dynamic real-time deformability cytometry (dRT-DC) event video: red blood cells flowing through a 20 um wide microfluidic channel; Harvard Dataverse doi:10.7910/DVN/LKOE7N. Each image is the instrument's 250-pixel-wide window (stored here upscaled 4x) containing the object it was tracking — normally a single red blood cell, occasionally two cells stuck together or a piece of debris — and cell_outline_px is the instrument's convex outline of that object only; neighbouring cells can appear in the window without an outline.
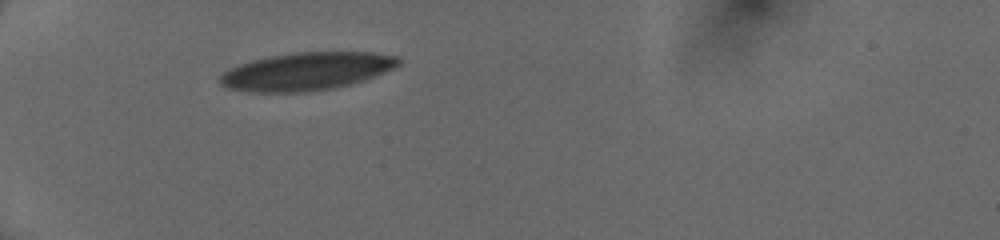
{"species": "human", "species_latin": "Homo sapiens", "temperature_condition": "cold", "stored_images_in_passage": 35, "camera_frame_rate_fps": 3000, "um_per_image_px": 0.085, "donor": {"sex": "female"}, "frame": {"image": 1, "passage_image": 1, "time_ms": 0.0, "image_size_px": [1000, 240], "cell_outline_px": [[400, 64], [396, 68], [376, 76], [352, 84], [336, 88], [308, 92], [252, 92], [228, 88], [220, 84], [220, 76], [228, 68], [252, 60], [292, 52], [372, 52], [396, 56], [400, 60]], "centroid_in_image_um": [26.09, 6.07], "position_along_channel_um": 58.9, "area_um2": 39.59}}
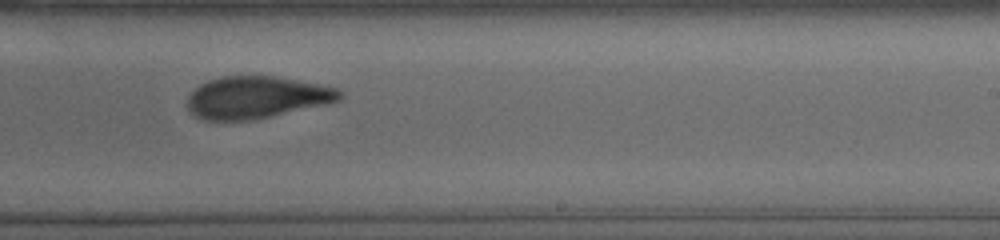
{"frame": {"image": 2, "passage_image": 18, "time_ms": 5.667, "image_size_px": [1000, 240], "cell_outline_px": [[344, 96], [340, 100], [332, 104], [252, 120], [204, 120], [196, 116], [188, 108], [188, 96], [200, 84], [208, 80], [224, 76], [272, 76], [320, 84], [336, 88], [344, 92]], "centroid_in_image_um": [21.88, 8.28], "position_along_channel_um": 267.1, "area_um2": 37.57}}
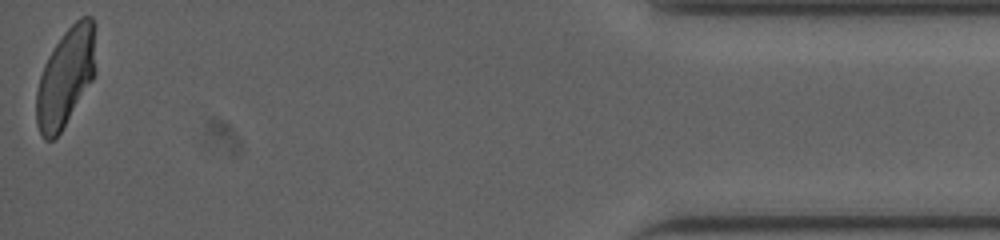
{"frame": {"image": 3, "passage_image": 35, "time_ms": 11.333, "image_size_px": [1000, 240], "cell_outline_px": [[96, 72], [92, 80], [60, 132], [52, 140], [44, 140], [36, 124], [36, 92], [40, 76], [44, 64], [48, 56], [64, 32], [80, 16], [92, 16], [96, 24]], "centroid_in_image_um": [5.61, 6.5], "position_along_channel_um": 429.6, "area_um2": 34.28}, "authors_computed_cell_mechanics": {"area_um2": 38.2058, "velocity_mm_per_s": 4.0433, "shape_relaxation_time_tau1_ms": null, "shape_relaxation_time_tau2_ms": 2.0092, "deformation_change_tau1": null, "deformation_change_tau2": 0.0902}}